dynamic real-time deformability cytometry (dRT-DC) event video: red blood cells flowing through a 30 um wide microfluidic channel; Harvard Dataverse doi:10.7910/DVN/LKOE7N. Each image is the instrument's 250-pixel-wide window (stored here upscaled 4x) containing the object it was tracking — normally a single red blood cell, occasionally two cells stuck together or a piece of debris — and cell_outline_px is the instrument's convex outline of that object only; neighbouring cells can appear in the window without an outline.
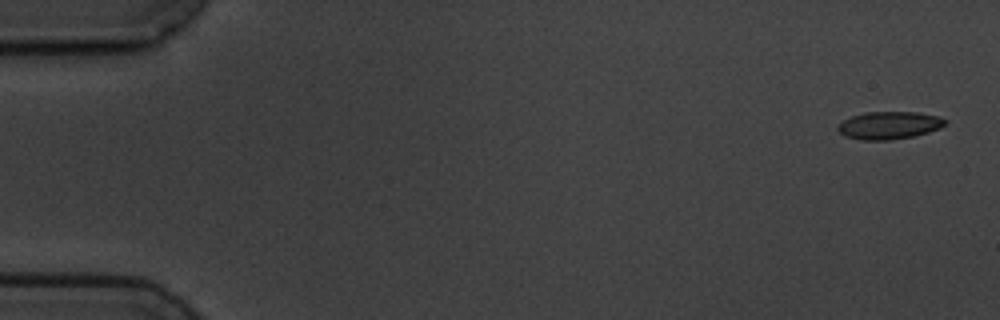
{"species": "common noctule bat (a hibernating species)", "species_latin": "Nyctalus noctula", "temperature_condition": "cold", "stored_images_in_passage": 5, "camera_frame_rate_fps": 3000, "um_per_image_px": 0.085, "animal": {"sex": "male", "body_mass_g": 19.5, "forearm_length_mm": 54.6}, "frame": {"image": 1, "passage_image": 1, "time_ms": 0.0, "image_size_px": [1000, 320], "cell_outline_px": [[948, 120], [940, 128], [916, 136], [892, 140], [860, 140], [844, 136], [836, 128], [836, 124], [852, 116], [864, 112], [916, 112], [940, 116]], "centroid_in_image_um": [75.56, 10.66], "position_along_channel_um": 9.4, "area_um2": 17.51}}
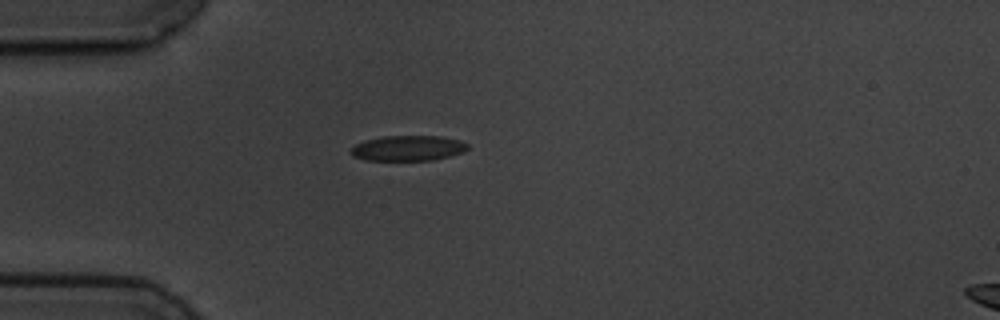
{"frame": {"image": 2, "passage_image": 5, "time_ms": 4.667, "image_size_px": [1000, 320], "cell_outline_px": [[468, 148], [464, 152], [432, 160], [364, 160], [352, 156], [352, 148], [356, 144], [364, 140], [380, 136], [440, 136], [460, 140], [468, 144]], "centroid_in_image_um": [34.68, 12.59], "position_along_channel_um": 50.3, "area_um2": 17.22}}